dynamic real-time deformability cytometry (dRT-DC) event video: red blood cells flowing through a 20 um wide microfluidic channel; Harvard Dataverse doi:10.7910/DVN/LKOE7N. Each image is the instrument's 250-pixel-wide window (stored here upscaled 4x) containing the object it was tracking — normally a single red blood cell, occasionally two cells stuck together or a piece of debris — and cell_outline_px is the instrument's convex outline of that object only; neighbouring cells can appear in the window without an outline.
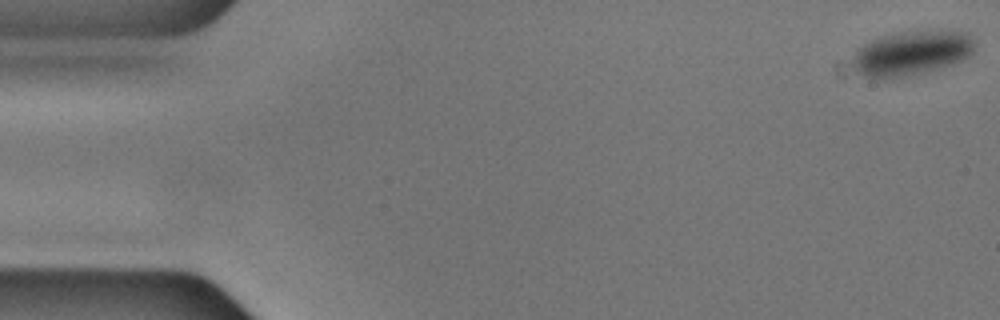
{"species": "common noctule bat (a hibernating species)", "species_latin": "Nyctalus noctula", "temperature_condition": "cold", "stored_images_in_passage": 56, "camera_frame_rate_fps": 3000, "um_per_image_px": 0.085, "animal": {"sex": "male", "body_mass_g": 17.9, "forearm_length_mm": 54.2}, "frame": {"image": 1, "passage_image": 1, "time_ms": 0.0, "image_size_px": [1000, 320], "cell_outline_px": [[976, 48], [972, 56], [964, 60], [940, 68], [904, 76], [884, 80], [876, 80], [864, 76], [856, 72], [852, 64], [852, 56], [864, 44], [880, 36], [896, 32], [968, 32], [976, 44]], "centroid_in_image_um": [77.47, 4.55], "position_along_channel_um": 7.5, "area_um2": 31.85}}
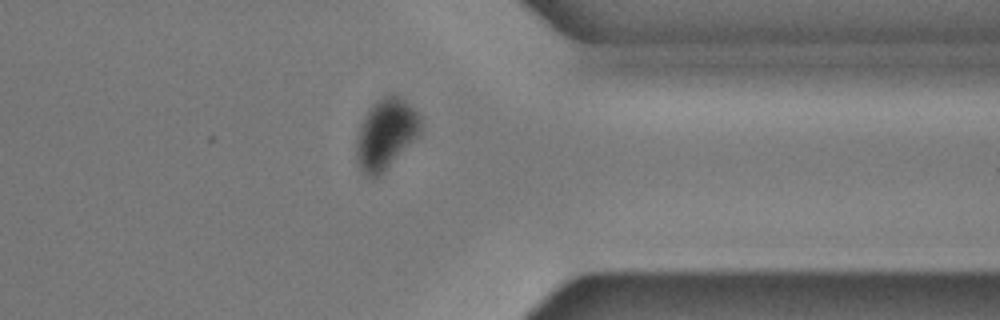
{"frame": {"image": 2, "passage_image": 44, "time_ms": 14.333, "image_size_px": [1000, 320], "cell_outline_px": [[424, 116], [420, 132], [380, 176], [368, 176], [360, 168], [356, 160], [356, 140], [360, 124], [364, 116], [372, 104], [376, 100], [392, 92], [404, 100]], "centroid_in_image_um": [32.8, 11.33], "position_along_channel_um": 378.6, "area_um2": 26.41}}
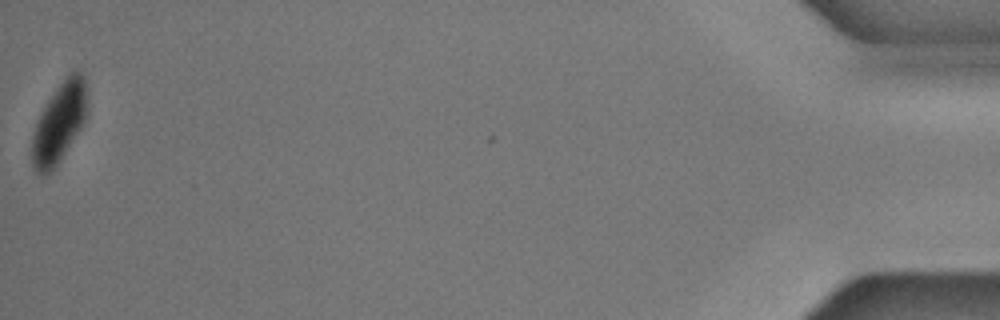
{"frame": {"image": 3, "passage_image": 56, "time_ms": 18.333, "image_size_px": [1000, 320], "cell_outline_px": [[88, 112], [80, 128], [56, 164], [48, 172], [40, 176], [32, 168], [32, 136], [36, 120], [40, 112], [56, 88], [72, 72], [80, 68], [84, 76], [88, 96]], "centroid_in_image_um": [5.04, 10.38], "position_along_channel_um": 430.2, "area_um2": 25.49}}